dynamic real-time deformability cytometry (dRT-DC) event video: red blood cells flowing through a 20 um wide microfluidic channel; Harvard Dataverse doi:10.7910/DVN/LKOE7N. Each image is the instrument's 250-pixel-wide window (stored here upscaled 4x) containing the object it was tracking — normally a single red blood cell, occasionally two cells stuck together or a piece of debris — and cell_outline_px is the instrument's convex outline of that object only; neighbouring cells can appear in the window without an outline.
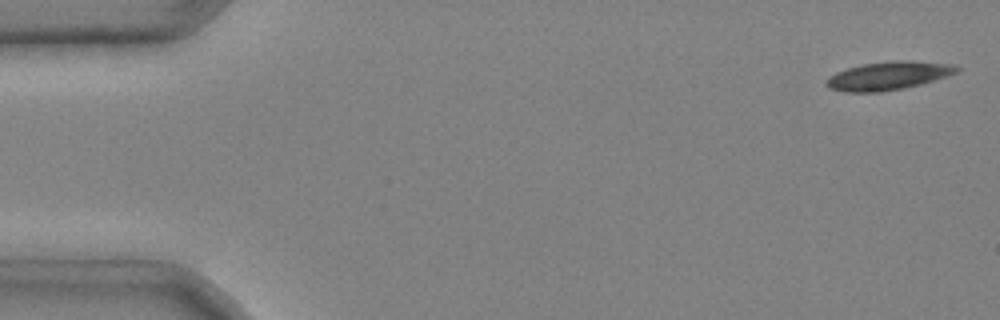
{"species": "common noctule bat (a hibernating species)", "species_latin": "Nyctalus noctula", "temperature_condition": "cold", "stored_images_in_passage": 6, "camera_frame_rate_fps": 3000, "um_per_image_px": 0.085, "animal": {"sex": "male", "body_mass_g": 20.4}, "frame": {"image": 1, "passage_image": 1, "time_ms": 0.0, "image_size_px": [1000, 320], "cell_outline_px": [[960, 68], [956, 72], [920, 84], [904, 88], [880, 92], [848, 92], [828, 88], [824, 84], [828, 76], [836, 72], [848, 68], [864, 64], [892, 60], [912, 60], [956, 64]], "centroid_in_image_um": [75.48, 6.43], "position_along_channel_um": 9.5, "area_um2": 21.5}}
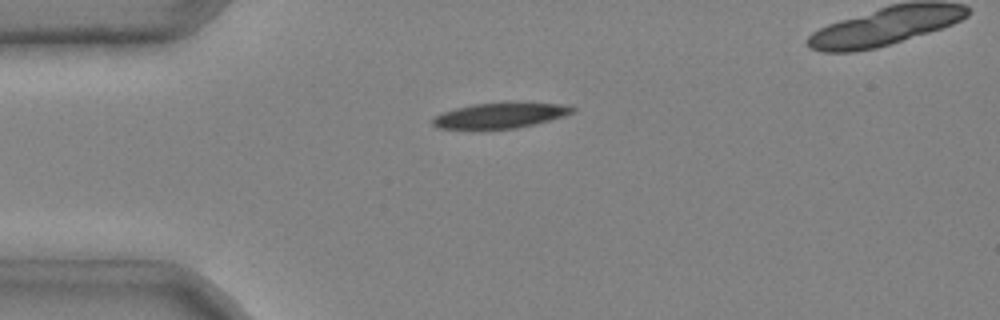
{"frame": {"image": 2, "passage_image": 4, "time_ms": 1.0, "image_size_px": [1000, 320], "cell_outline_px": [[576, 112], [564, 116], [536, 124], [516, 128], [484, 132], [472, 132], [436, 128], [432, 124], [432, 116], [456, 108], [472, 104], [508, 100], [520, 100], [564, 104], [576, 108]], "centroid_in_image_um": [42.49, 9.82], "position_along_channel_um": 42.5, "area_um2": 22.83}}